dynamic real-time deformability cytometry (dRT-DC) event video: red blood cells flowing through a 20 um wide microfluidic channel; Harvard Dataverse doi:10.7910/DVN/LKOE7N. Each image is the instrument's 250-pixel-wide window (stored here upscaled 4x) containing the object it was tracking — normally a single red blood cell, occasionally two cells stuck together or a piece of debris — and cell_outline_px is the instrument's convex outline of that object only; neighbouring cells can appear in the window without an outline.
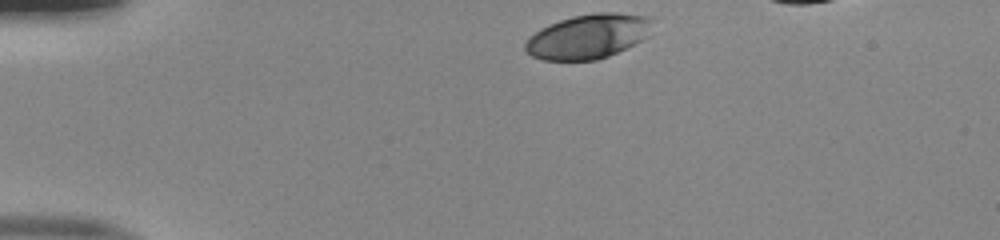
{"species": "human", "species_latin": "Homo sapiens", "temperature_condition": "room temperature", "stored_images_in_passage": 34, "camera_frame_rate_fps": 3000, "um_per_image_px": 0.085, "donor": {"sex": "male"}, "frame": {"image": 1, "passage_image": 1, "time_ms": 0.0, "image_size_px": [1000, 240], "cell_outline_px": [[652, 20], [648, 36], [608, 56], [596, 60], [544, 60], [532, 56], [524, 52], [524, 44], [540, 28], [548, 24], [572, 16], [596, 12], [616, 12], [648, 16]], "centroid_in_image_um": [49.96, 3.08], "position_along_channel_um": 35.0, "area_um2": 32.77}}
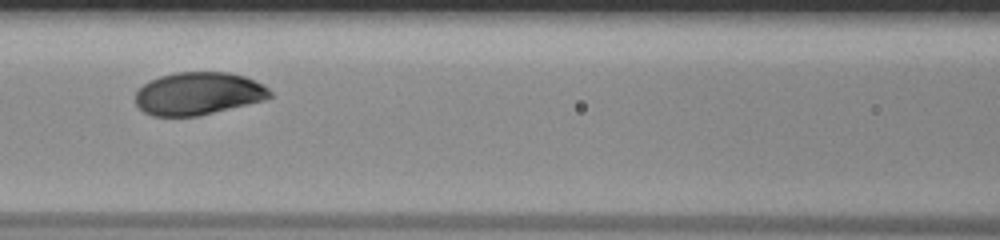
{"frame": {"image": 2, "passage_image": 14, "time_ms": 4.333, "image_size_px": [1000, 240], "cell_outline_px": [[272, 96], [264, 100], [200, 116], [152, 116], [144, 112], [136, 104], [136, 92], [144, 84], [160, 76], [176, 72], [228, 72], [244, 76], [268, 88], [272, 92]], "centroid_in_image_um": [16.85, 7.96], "position_along_channel_um": 149.7, "area_um2": 33.35}}
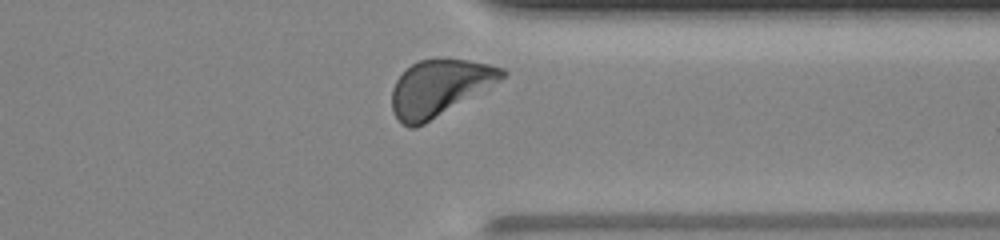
{"frame": {"image": 3, "passage_image": 31, "time_ms": 10.0, "image_size_px": [1000, 240], "cell_outline_px": [[508, 72], [500, 80], [424, 124], [416, 128], [408, 128], [400, 124], [392, 112], [392, 88], [396, 80], [412, 64], [420, 60], [468, 60], [488, 64], [504, 68]], "centroid_in_image_um": [37.3, 7.49], "position_along_channel_um": 374.1, "area_um2": 35.43}, "authors_computed_cell_mechanics": {"area_um2": 34.391, "velocity_mm_per_s": 3.9682, "shape_relaxation_time_tau1_ms": 2.9228, "shape_relaxation_time_tau2_ms": null, "deformation_change_tau1": 0.1474, "deformation_change_tau2": null}}